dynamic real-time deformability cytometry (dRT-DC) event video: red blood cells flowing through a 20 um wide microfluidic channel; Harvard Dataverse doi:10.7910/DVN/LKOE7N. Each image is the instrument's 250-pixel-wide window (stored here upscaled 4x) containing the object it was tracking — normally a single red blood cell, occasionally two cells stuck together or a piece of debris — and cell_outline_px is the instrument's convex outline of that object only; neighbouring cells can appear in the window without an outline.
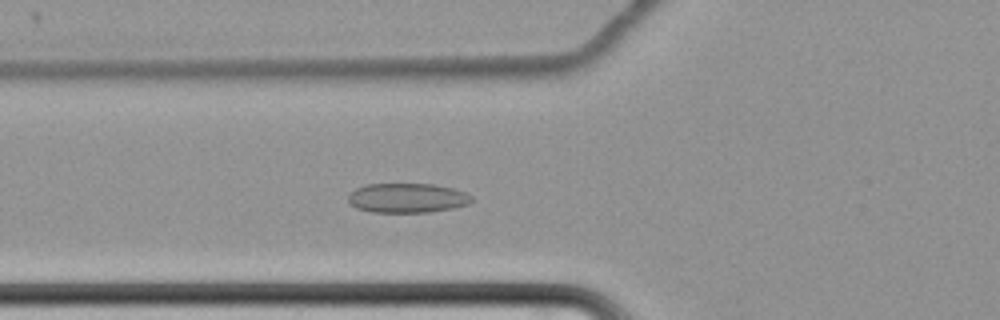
{"species": "common noctule bat (a hibernating species)", "species_latin": "Nyctalus noctula", "temperature_condition": "cold", "stored_images_in_passage": 66, "camera_frame_rate_fps": 3000, "um_per_image_px": 0.085, "animal": {"sex": "female", "body_mass_g": 22.7, "forearm_length_mm": 54.2}, "frame": {"image": 1, "passage_image": 28, "time_ms": 9.0, "image_size_px": [1000, 320], "cell_outline_px": [[472, 200], [468, 204], [452, 208], [428, 212], [372, 212], [356, 208], [348, 204], [348, 192], [356, 188], [368, 184], [432, 184], [452, 188], [464, 192], [472, 196]], "centroid_in_image_um": [34.56, 16.83], "position_along_channel_um": 91.2, "area_um2": 21.27}}
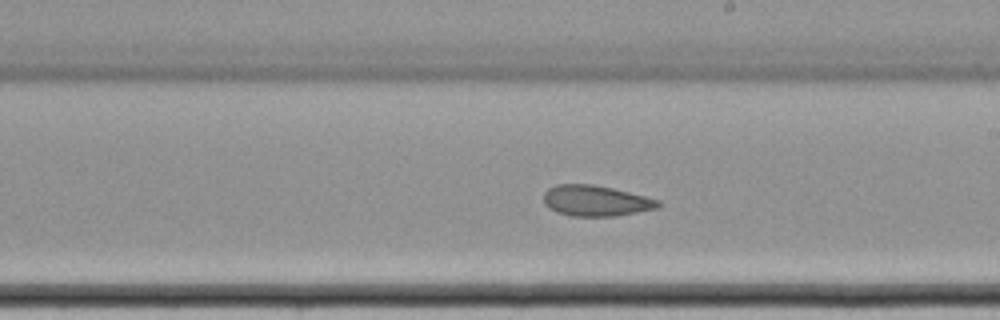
{"frame": {"image": 2, "passage_image": 41, "time_ms": 13.333, "image_size_px": [1000, 320], "cell_outline_px": [[664, 204], [660, 208], [616, 216], [572, 216], [556, 212], [548, 208], [544, 204], [544, 192], [548, 188], [556, 184], [592, 184], [612, 188], [660, 200]], "centroid_in_image_um": [50.66, 17.07], "position_along_channel_um": 238.3, "area_um2": 20.75}}
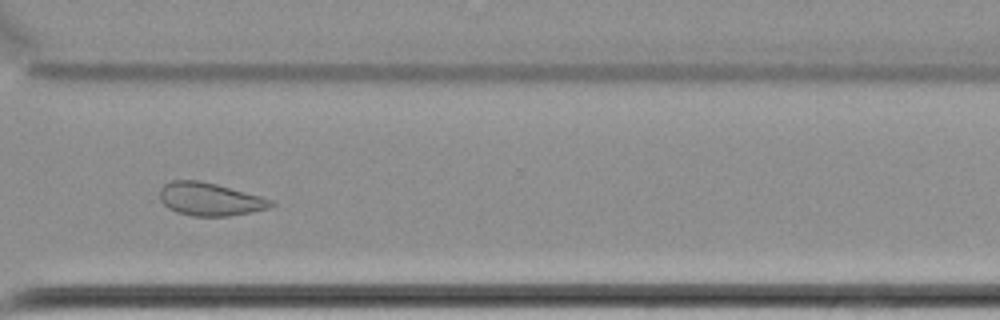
{"frame": {"image": 3, "passage_image": 51, "time_ms": 16.667, "image_size_px": [1000, 320], "cell_outline_px": [[276, 204], [268, 208], [228, 216], [192, 216], [176, 212], [168, 208], [160, 200], [160, 188], [164, 184], [172, 180], [200, 180], [216, 184], [276, 200]], "centroid_in_image_um": [17.84, 16.92], "position_along_channel_um": 352.8, "area_um2": 21.44}, "authors_computed_cell_mechanics": {"area_um2": 23.5246, "velocity_mm_per_s": 3.4046, "shape_relaxation_time_tau1_ms": null, "shape_relaxation_time_tau2_ms": 2.8006, "deformation_change_tau1": null, "deformation_change_tau2": 0.0908}}